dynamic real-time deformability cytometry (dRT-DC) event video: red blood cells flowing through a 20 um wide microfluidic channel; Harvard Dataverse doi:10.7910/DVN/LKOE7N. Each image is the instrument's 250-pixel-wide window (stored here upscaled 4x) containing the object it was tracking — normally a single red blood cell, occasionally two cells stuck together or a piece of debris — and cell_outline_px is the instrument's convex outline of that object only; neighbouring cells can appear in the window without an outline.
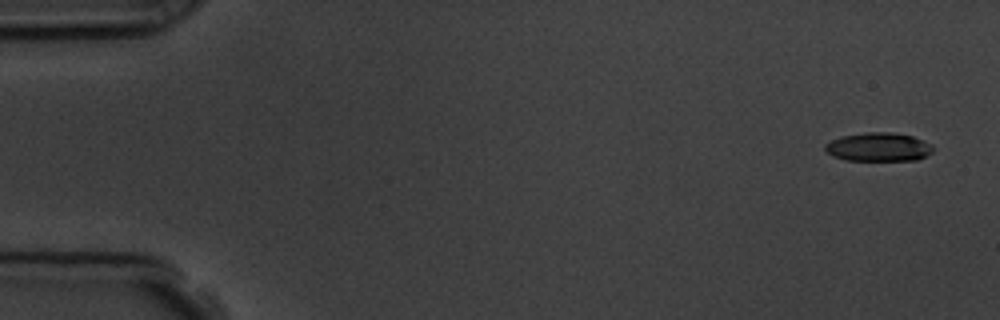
{"species": "common noctule bat (a hibernating species)", "species_latin": "Nyctalus noctula", "temperature_condition": "room temperature", "stored_images_in_passage": 5, "camera_frame_rate_fps": 3000, "um_per_image_px": 0.085, "animal": {"sex": "male", "body_mass_g": 19.5, "forearm_length_mm": 54.6}, "frame": {"image": 1, "passage_image": 1, "time_ms": 0.0, "image_size_px": [1000, 320], "cell_outline_px": [[932, 152], [916, 160], [844, 160], [832, 156], [824, 148], [824, 144], [840, 136], [868, 132], [888, 132], [912, 136], [924, 140], [932, 144]], "centroid_in_image_um": [74.65, 12.49], "position_along_channel_um": 10.3, "area_um2": 17.98}}
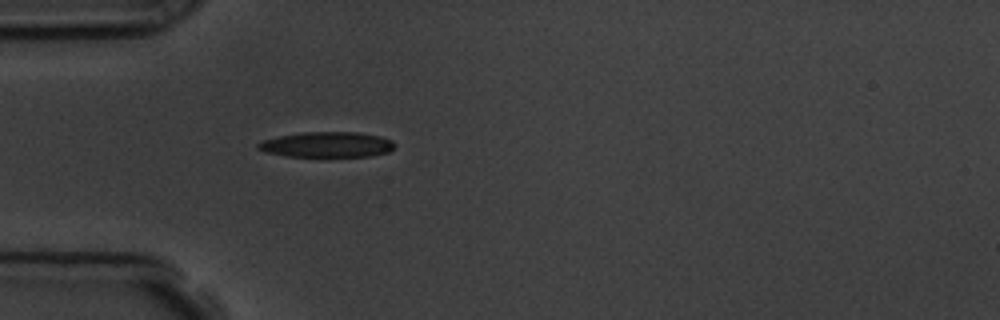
{"frame": {"image": 2, "passage_image": 5, "time_ms": 4.667, "image_size_px": [1000, 320], "cell_outline_px": [[396, 144], [388, 152], [372, 156], [284, 156], [264, 152], [256, 148], [256, 144], [264, 140], [280, 136], [304, 132], [360, 132], [380, 136], [392, 140]], "centroid_in_image_um": [27.79, 12.29], "position_along_channel_um": 57.2, "area_um2": 20.23}}